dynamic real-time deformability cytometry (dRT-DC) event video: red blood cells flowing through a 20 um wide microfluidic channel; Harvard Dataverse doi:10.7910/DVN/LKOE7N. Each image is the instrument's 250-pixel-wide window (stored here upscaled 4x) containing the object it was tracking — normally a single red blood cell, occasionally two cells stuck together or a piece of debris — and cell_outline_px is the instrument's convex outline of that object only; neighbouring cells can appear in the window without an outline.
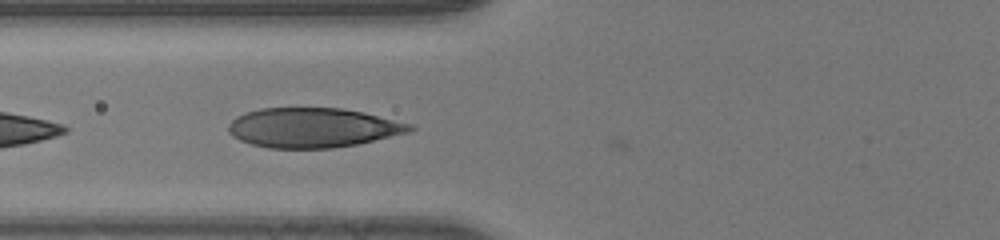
{"species": "human", "species_latin": "Homo sapiens", "temperature_condition": "room temperature", "stored_images_in_passage": 37, "camera_frame_rate_fps": 3000, "um_per_image_px": 0.085, "donor": {"sex": "male"}, "frame": {"image": 1, "passage_image": 19, "time_ms": 6.0, "image_size_px": [1000, 240], "cell_outline_px": [[416, 128], [412, 132], [356, 144], [332, 148], [268, 148], [252, 144], [240, 140], [232, 136], [228, 132], [228, 124], [236, 116], [260, 108], [340, 108], [364, 112], [412, 124]], "centroid_in_image_um": [26.61, 10.85], "position_along_channel_um": 99.2, "area_um2": 41.96}}
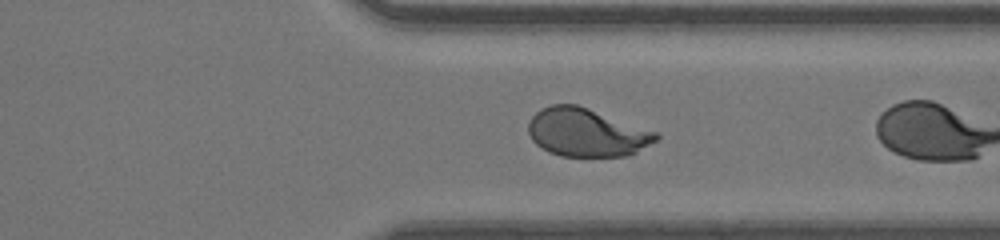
{"frame": {"image": 2, "passage_image": 35, "time_ms": 11.333, "image_size_px": [1000, 240], "cell_outline_px": [[660, 136], [656, 140], [636, 152], [624, 156], [560, 156], [548, 152], [540, 148], [532, 140], [528, 132], [528, 124], [532, 116], [540, 108], [552, 104], [576, 104], [660, 132]], "centroid_in_image_um": [49.85, 11.25], "position_along_channel_um": 361.6, "area_um2": 36.07}}